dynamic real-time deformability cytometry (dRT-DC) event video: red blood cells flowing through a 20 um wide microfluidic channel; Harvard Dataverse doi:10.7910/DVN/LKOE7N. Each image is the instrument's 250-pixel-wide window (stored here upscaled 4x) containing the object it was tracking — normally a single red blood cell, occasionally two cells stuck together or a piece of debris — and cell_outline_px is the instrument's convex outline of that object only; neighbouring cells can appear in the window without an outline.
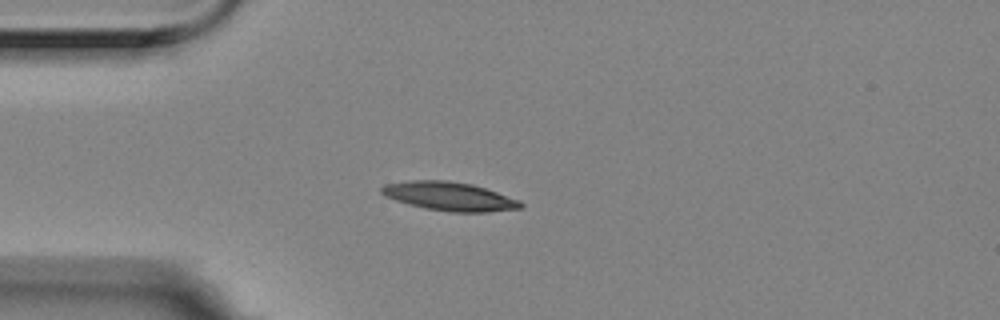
{"species": "Egyptian fruit bat (a non-hibernating species)", "species_latin": "Rousettus aegyptiacus", "temperature_condition": "room temperature", "stored_images_in_passage": 1, "camera_frame_rate_fps": 3000, "um_per_image_px": 0.085, "animal": {"sex": "female"}, "frame": {"image": 1, "passage_image": 1, "time_ms": 0.0, "image_size_px": [1000, 320], "cell_outline_px": [[524, 208], [488, 212], [452, 212], [424, 208], [396, 200], [384, 196], [380, 192], [380, 188], [384, 184], [412, 180], [448, 180], [472, 184], [520, 200], [524, 204]], "centroid_in_image_um": [38.21, 16.69], "position_along_channel_um": 46.8, "area_um2": 23.29}}